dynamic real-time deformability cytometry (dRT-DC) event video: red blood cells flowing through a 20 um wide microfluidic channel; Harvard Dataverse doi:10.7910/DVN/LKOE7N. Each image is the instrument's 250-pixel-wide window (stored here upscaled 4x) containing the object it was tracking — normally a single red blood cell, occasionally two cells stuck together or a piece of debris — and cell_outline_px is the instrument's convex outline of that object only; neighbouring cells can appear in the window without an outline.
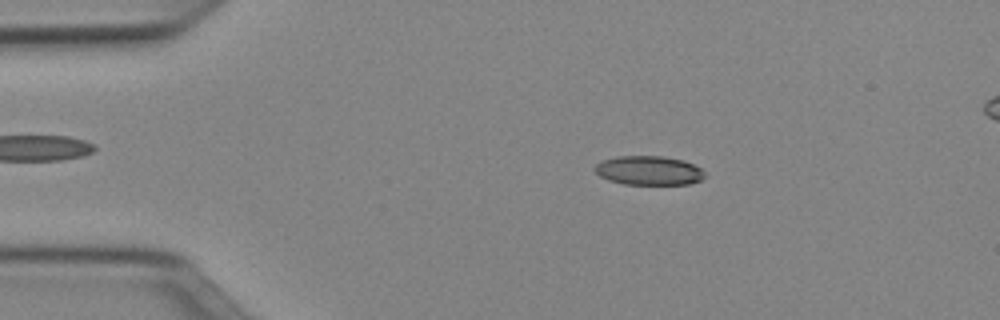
{"species": "Egyptian fruit bat (a non-hibernating species)", "species_latin": "Rousettus aegyptiacus", "temperature_condition": "cold", "stored_images_in_passage": 50, "camera_frame_rate_fps": 3000, "um_per_image_px": 0.085, "animal": {"sex": "female"}, "frame": {"image": 1, "passage_image": 9, "time_ms": 2.667, "image_size_px": [1000, 320], "cell_outline_px": [[704, 176], [700, 180], [688, 184], [624, 184], [608, 180], [600, 176], [592, 168], [596, 164], [604, 160], [616, 156], [664, 156], [684, 160], [700, 168], [704, 172]], "centroid_in_image_um": [55.12, 14.49], "position_along_channel_um": 29.9, "area_um2": 18.61}}
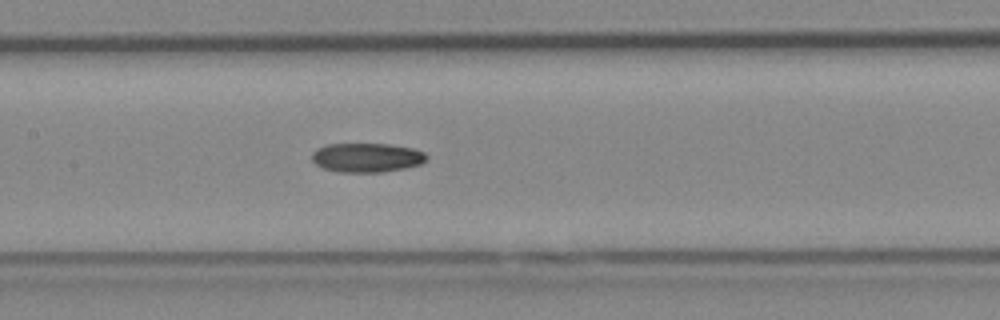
{"frame": {"image": 2, "passage_image": 24, "time_ms": 7.667, "image_size_px": [1000, 320], "cell_outline_px": [[428, 160], [420, 164], [404, 168], [384, 172], [336, 172], [324, 168], [316, 164], [312, 160], [312, 152], [316, 148], [328, 144], [388, 144], [412, 148], [424, 152], [428, 156]], "centroid_in_image_um": [31.18, 13.39], "position_along_channel_um": 176.2, "area_um2": 19.59}}
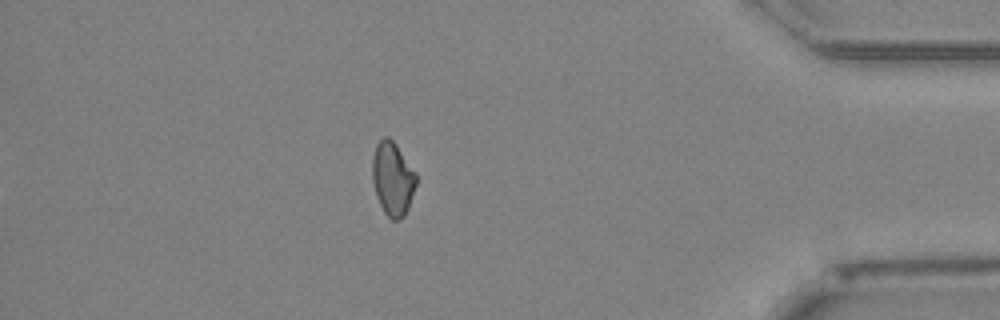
{"frame": {"image": 3, "passage_image": 44, "time_ms": 14.333, "image_size_px": [1000, 320], "cell_outline_px": [[416, 184], [408, 208], [404, 216], [400, 220], [392, 220], [384, 212], [376, 196], [372, 180], [372, 156], [376, 144], [384, 136], [388, 136], [396, 144], [416, 172]], "centroid_in_image_um": [33.36, 15.18], "position_along_channel_um": 401.8, "area_um2": 18.9}}